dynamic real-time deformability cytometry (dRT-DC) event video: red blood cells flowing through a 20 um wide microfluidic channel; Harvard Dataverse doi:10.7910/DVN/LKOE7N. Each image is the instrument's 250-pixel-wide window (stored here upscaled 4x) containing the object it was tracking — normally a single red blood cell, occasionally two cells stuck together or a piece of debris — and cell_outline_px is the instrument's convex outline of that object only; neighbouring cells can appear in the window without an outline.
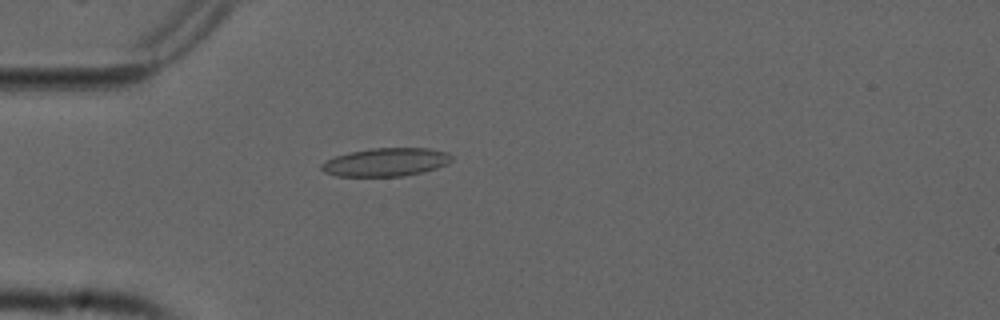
{"species": "common noctule bat (a hibernating species)", "species_latin": "Nyctalus noctula", "temperature_condition": "cold", "stored_images_in_passage": 54, "camera_frame_rate_fps": 3000, "um_per_image_px": 0.085, "animal": {"sex": "male", "forearm_length_mm": 52.5}, "frame": {"image": 1, "passage_image": 15, "time_ms": 4.667, "image_size_px": [1000, 320], "cell_outline_px": [[452, 160], [436, 168], [424, 172], [404, 176], [336, 176], [324, 172], [320, 168], [320, 164], [336, 156], [352, 152], [372, 148], [428, 148], [448, 152], [452, 156]], "centroid_in_image_um": [32.81, 13.78], "position_along_channel_um": 52.2, "area_um2": 21.33}}
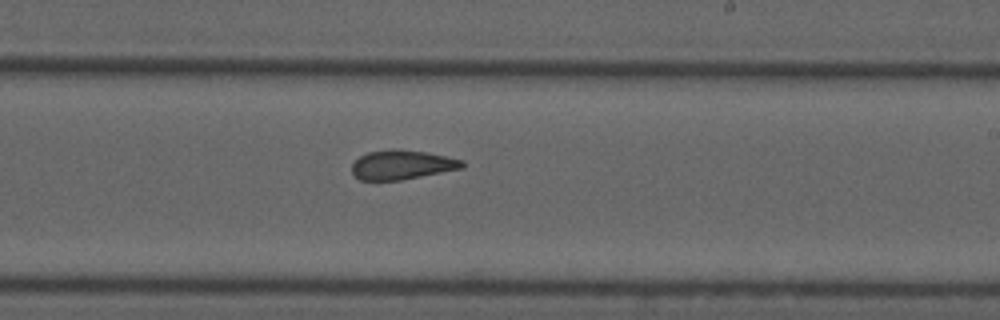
{"frame": {"image": 2, "passage_image": 32, "time_ms": 10.333, "image_size_px": [1000, 320], "cell_outline_px": [[464, 168], [400, 180], [360, 180], [352, 172], [352, 164], [360, 156], [368, 152], [396, 148], [424, 152], [464, 160]], "centroid_in_image_um": [34.17, 14.0], "position_along_channel_um": 254.8, "area_um2": 18.73}}
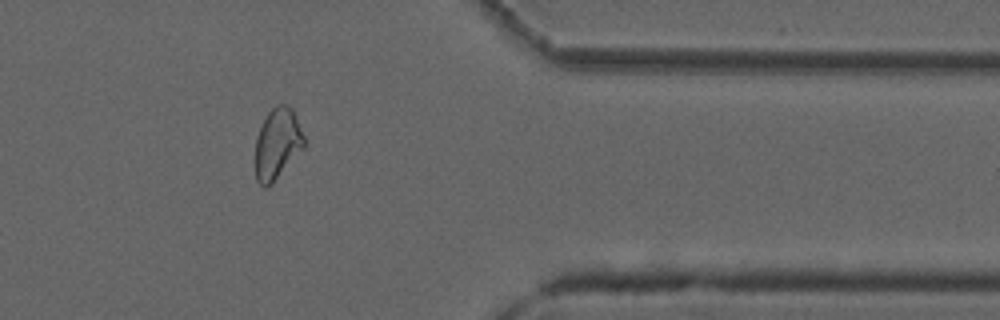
{"frame": {"image": 3, "passage_image": 44, "time_ms": 14.333, "image_size_px": [1000, 320], "cell_outline_px": [[304, 148], [272, 184], [264, 188], [256, 180], [256, 136], [268, 112], [276, 104], [284, 104], [292, 108], [304, 136]], "centroid_in_image_um": [23.58, 12.23], "position_along_channel_um": 387.8, "area_um2": 20.06}, "authors_computed_cell_mechanics": {"area_um2": 20.5768, "velocity_mm_per_s": 3.7631, "shape_relaxation_time_tau1_ms": null, "shape_relaxation_time_tau2_ms": 2.5871, "deformation_change_tau1": null, "deformation_change_tau2": 0.1091}}